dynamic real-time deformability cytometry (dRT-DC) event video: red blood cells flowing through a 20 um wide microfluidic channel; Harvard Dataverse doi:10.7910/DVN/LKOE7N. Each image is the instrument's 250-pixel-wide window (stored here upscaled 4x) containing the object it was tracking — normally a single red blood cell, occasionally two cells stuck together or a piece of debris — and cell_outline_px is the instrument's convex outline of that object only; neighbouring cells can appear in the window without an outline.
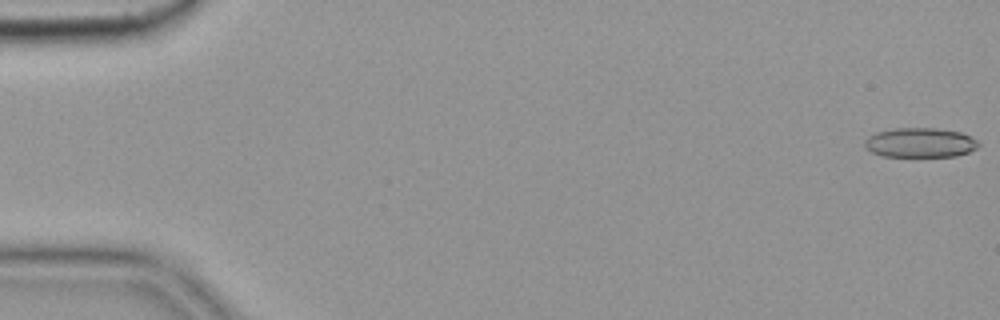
{"species": "common noctule bat (a hibernating species)", "species_latin": "Nyctalus noctula", "temperature_condition": "cold", "stored_images_in_passage": 5, "camera_frame_rate_fps": 3000, "um_per_image_px": 0.085, "animal": {"sex": "female", "body_mass_g": 19.9}, "frame": {"image": 1, "passage_image": 1, "time_ms": 0.0, "image_size_px": [1000, 320], "cell_outline_px": [[980, 144], [976, 148], [968, 152], [956, 156], [884, 156], [872, 152], [864, 144], [864, 140], [868, 136], [876, 132], [896, 128], [936, 128], [960, 132], [976, 140]], "centroid_in_image_um": [78.2, 12.12], "position_along_channel_um": 6.8, "area_um2": 19.42}}
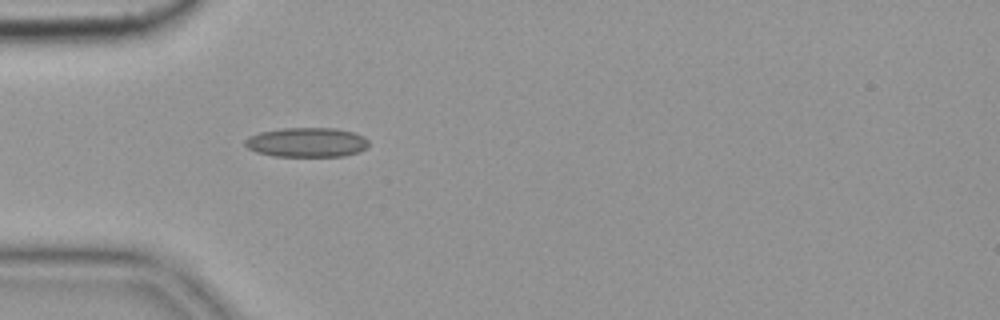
{"frame": {"image": 2, "passage_image": 5, "time_ms": 1.333, "image_size_px": [1000, 320], "cell_outline_px": [[368, 144], [360, 152], [344, 156], [272, 156], [256, 152], [248, 148], [244, 144], [244, 140], [248, 136], [260, 132], [284, 128], [336, 128], [352, 132], [364, 136], [368, 140]], "centroid_in_image_um": [26.06, 12.1], "position_along_channel_um": 58.9, "area_um2": 21.33}}